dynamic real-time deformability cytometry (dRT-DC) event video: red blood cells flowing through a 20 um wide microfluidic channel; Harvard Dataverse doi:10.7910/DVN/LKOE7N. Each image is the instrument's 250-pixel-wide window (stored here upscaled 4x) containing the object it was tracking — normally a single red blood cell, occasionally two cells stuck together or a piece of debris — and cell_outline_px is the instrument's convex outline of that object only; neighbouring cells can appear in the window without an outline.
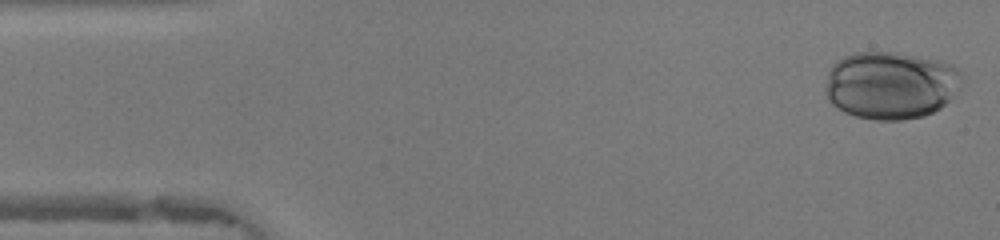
{"species": "human", "species_latin": "Homo sapiens", "temperature_condition": "warm", "stored_images_in_passage": 37, "camera_frame_rate_fps": 3000, "um_per_image_px": 0.085, "donor": {"sex": "female"}, "frame": {"image": 1, "passage_image": 1, "time_ms": 0.0, "image_size_px": [1000, 240], "cell_outline_px": [[960, 88], [940, 108], [924, 116], [904, 120], [876, 120], [856, 116], [844, 112], [836, 108], [828, 100], [824, 92], [824, 88], [828, 72], [832, 64], [836, 60], [844, 56], [856, 52], [896, 52], [940, 60], [952, 64], [960, 72]], "centroid_in_image_um": [75.67, 7.24], "position_along_channel_um": 9.3, "area_um2": 54.27}}
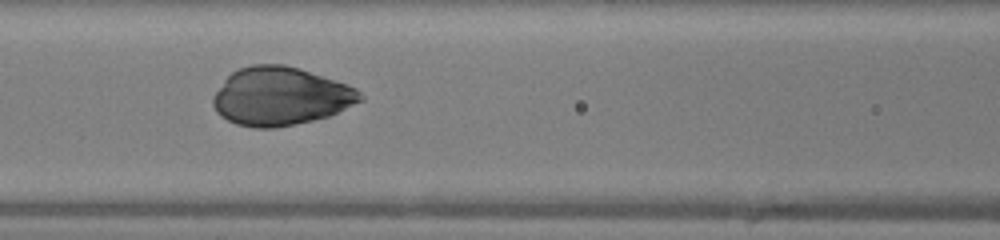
{"frame": {"image": 2, "passage_image": 19, "time_ms": 6.0, "image_size_px": [1000, 240], "cell_outline_px": [[364, 100], [328, 116], [296, 124], [276, 128], [256, 128], [236, 124], [220, 116], [216, 112], [212, 104], [212, 96], [224, 80], [232, 72], [240, 68], [252, 64], [284, 64], [300, 68], [348, 84], [356, 88], [364, 96]], "centroid_in_image_um": [23.84, 8.18], "position_along_channel_um": 142.8, "area_um2": 50.17}}
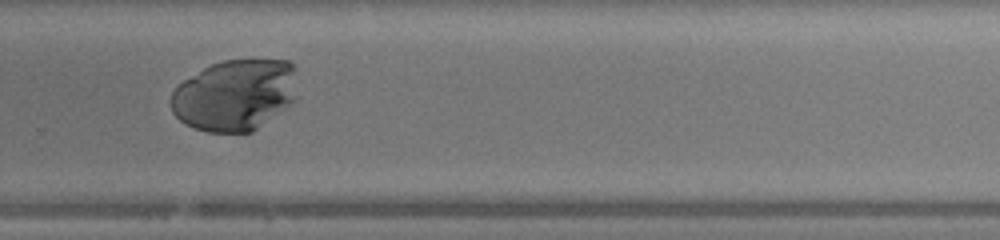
{"frame": {"image": 3, "passage_image": 31, "time_ms": 10.0, "image_size_px": [1000, 240], "cell_outline_px": [[296, 100], [252, 132], [208, 132], [184, 124], [172, 112], [172, 92], [184, 80], [204, 68], [220, 60], [288, 60], [292, 64]], "centroid_in_image_um": [19.95, 8.09], "position_along_channel_um": 309.8, "area_um2": 52.08}}